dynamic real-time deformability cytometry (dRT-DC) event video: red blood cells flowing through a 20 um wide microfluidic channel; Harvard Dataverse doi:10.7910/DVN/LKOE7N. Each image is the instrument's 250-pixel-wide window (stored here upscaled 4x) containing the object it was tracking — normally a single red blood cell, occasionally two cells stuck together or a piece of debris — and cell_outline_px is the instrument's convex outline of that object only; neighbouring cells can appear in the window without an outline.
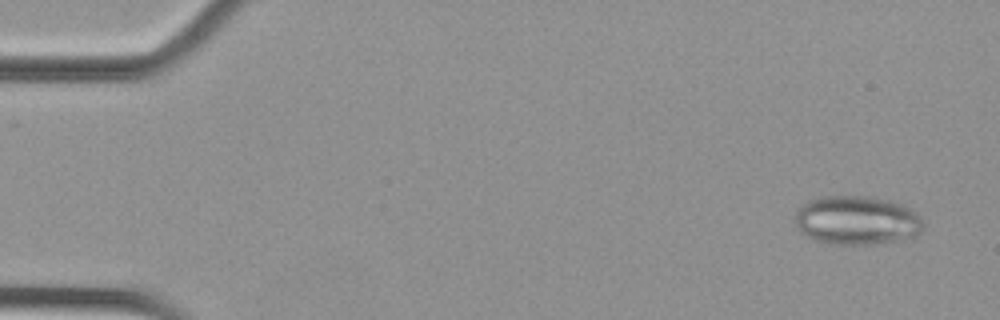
{"species": "Egyptian fruit bat (a non-hibernating species)", "species_latin": "Rousettus aegyptiacus", "temperature_condition": "cold", "stored_images_in_passage": 54, "camera_frame_rate_fps": 3000, "um_per_image_px": 0.085, "animal": {"sex": "female"}, "frame": {"image": 1, "passage_image": 3, "time_ms": 0.667, "image_size_px": [1000, 320], "cell_outline_px": [[920, 232], [912, 236], [896, 240], [868, 244], [836, 244], [816, 240], [808, 236], [796, 224], [796, 212], [800, 204], [808, 200], [824, 196], [868, 196], [888, 200], [900, 204], [908, 208], [920, 220]], "centroid_in_image_um": [72.75, 18.7], "position_along_channel_um": 12.2, "area_um2": 35.6}}
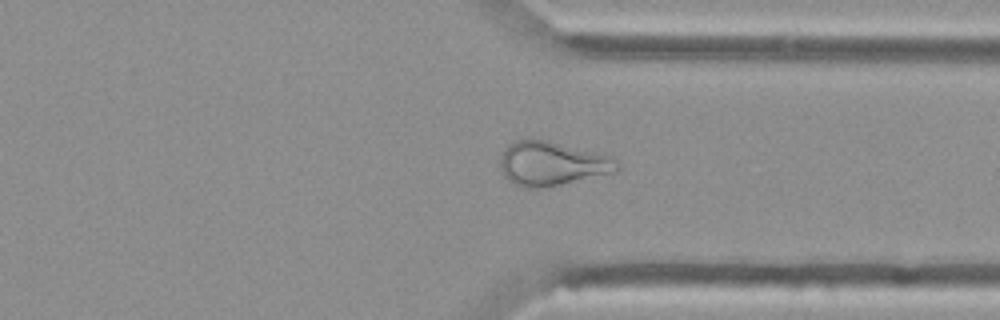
{"frame": {"image": 2, "passage_image": 41, "time_ms": 13.333, "image_size_px": [1000, 320], "cell_outline_px": [[620, 168], [616, 172], [548, 188], [524, 188], [512, 184], [504, 176], [500, 168], [500, 160], [504, 148], [508, 144], [516, 140], [532, 136], [608, 156], [616, 160], [620, 164]], "centroid_in_image_um": [46.86, 13.91], "position_along_channel_um": 364.5, "area_um2": 30.63}}
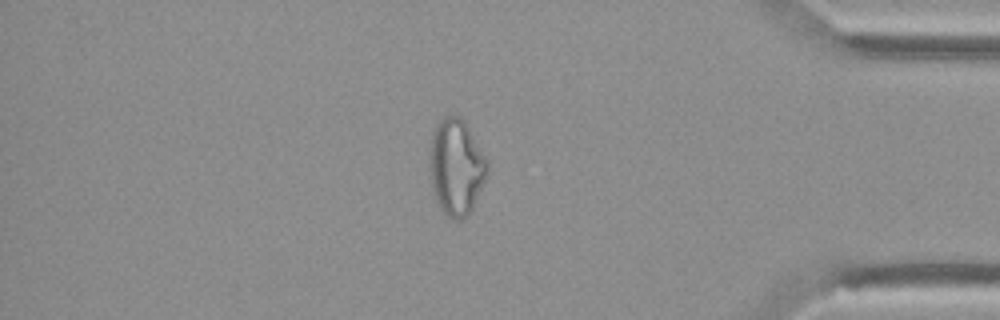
{"frame": {"image": 3, "passage_image": 46, "time_ms": 15.0, "image_size_px": [1000, 320], "cell_outline_px": [[488, 172], [472, 208], [460, 220], [452, 220], [440, 208], [432, 196], [428, 164], [428, 148], [436, 124], [444, 116], [460, 116], [464, 120], [488, 160]], "centroid_in_image_um": [38.73, 14.19], "position_along_channel_um": 396.5, "area_um2": 32.77}}